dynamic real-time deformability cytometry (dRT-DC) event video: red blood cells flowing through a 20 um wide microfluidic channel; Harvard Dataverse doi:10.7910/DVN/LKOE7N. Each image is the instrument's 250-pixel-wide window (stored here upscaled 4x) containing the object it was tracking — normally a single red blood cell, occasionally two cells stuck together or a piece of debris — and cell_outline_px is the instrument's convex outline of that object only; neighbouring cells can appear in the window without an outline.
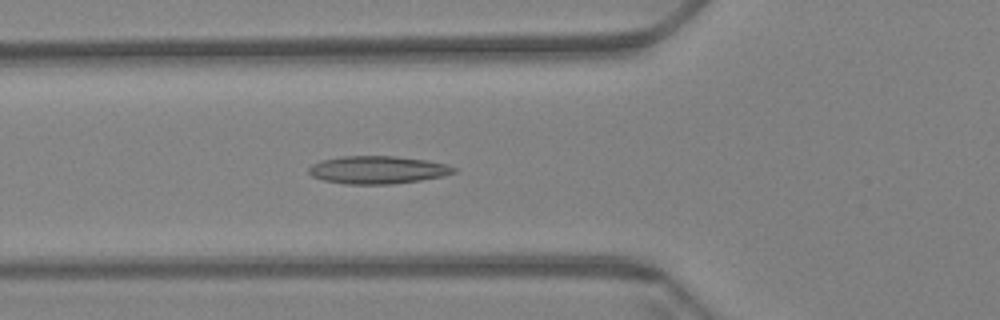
{"species": "Egyptian fruit bat (a non-hibernating species)", "species_latin": "Rousettus aegyptiacus", "temperature_condition": "warm", "stored_images_in_passage": 60, "camera_frame_rate_fps": 3000, "um_per_image_px": 0.085, "animal": {"sex": "female"}, "frame": {"image": 1, "passage_image": 22, "time_ms": 7.0, "image_size_px": [1000, 320], "cell_outline_px": [[456, 172], [444, 176], [420, 180], [392, 184], [344, 184], [324, 180], [312, 176], [308, 172], [308, 168], [312, 164], [324, 160], [340, 156], [396, 156], [428, 160], [448, 164], [456, 168]], "centroid_in_image_um": [32.13, 14.43], "position_along_channel_um": 93.7, "area_um2": 23.58}}
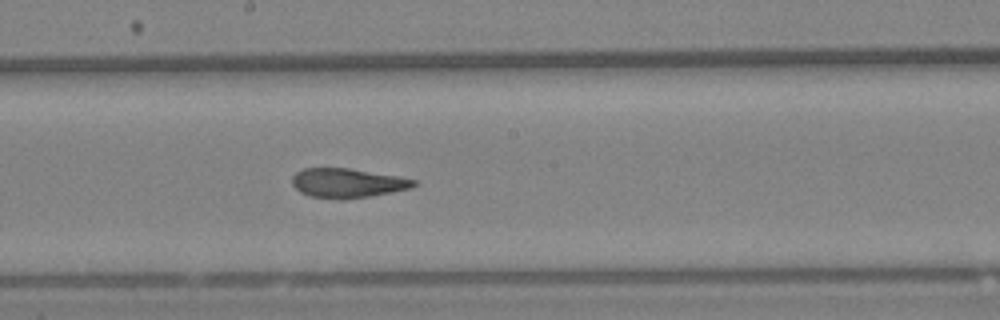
{"frame": {"image": 2, "passage_image": 33, "time_ms": 10.667, "image_size_px": [1000, 320], "cell_outline_px": [[416, 184], [408, 188], [368, 196], [308, 196], [300, 192], [292, 184], [292, 176], [296, 172], [304, 168], [348, 168], [396, 176], [416, 180]], "centroid_in_image_um": [29.47, 15.5], "position_along_channel_um": 218.7, "area_um2": 19.65}}
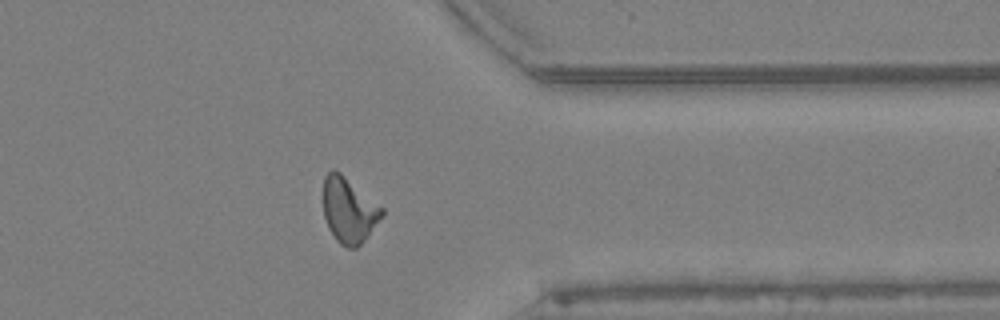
{"frame": {"image": 3, "passage_image": 48, "time_ms": 15.667, "image_size_px": [1000, 320], "cell_outline_px": [[384, 216], [364, 240], [356, 248], [348, 248], [340, 244], [336, 240], [328, 228], [324, 216], [324, 176], [332, 168], [340, 172], [384, 208]], "centroid_in_image_um": [29.67, 17.87], "position_along_channel_um": 381.7, "area_um2": 22.37}, "authors_computed_cell_mechanics": {"area_um2": 22.0218, "velocity_mm_per_s": 3.4235, "shape_relaxation_time_tau1_ms": null, "shape_relaxation_time_tau2_ms": 2.4753, "deformation_change_tau1": null, "deformation_change_tau2": 0.1002}}